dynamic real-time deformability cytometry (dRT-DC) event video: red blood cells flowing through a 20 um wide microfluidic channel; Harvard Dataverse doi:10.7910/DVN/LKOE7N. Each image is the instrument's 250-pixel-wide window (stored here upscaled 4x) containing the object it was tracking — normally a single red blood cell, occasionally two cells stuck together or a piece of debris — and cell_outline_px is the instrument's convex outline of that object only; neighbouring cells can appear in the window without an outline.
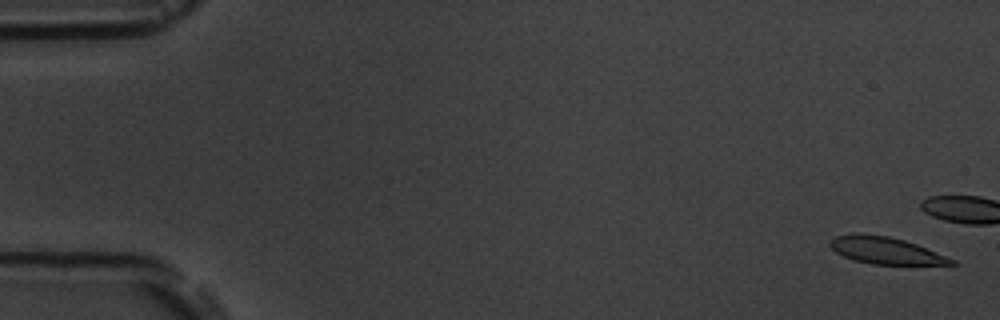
{"species": "common noctule bat (a hibernating species)", "species_latin": "Nyctalus noctula", "temperature_condition": "room temperature", "stored_images_in_passage": 7, "camera_frame_rate_fps": 3000, "um_per_image_px": 0.085, "animal": {"sex": "male", "body_mass_g": 19.5, "forearm_length_mm": 54.6}, "frame": {"image": 1, "passage_image": 1, "time_ms": 0.0, "image_size_px": [1000, 320], "cell_outline_px": [[956, 264], [872, 264], [856, 260], [844, 256], [836, 252], [828, 244], [836, 236], [852, 232], [860, 232], [888, 236], [904, 240], [916, 244], [956, 260]], "centroid_in_image_um": [75.24, 21.26], "position_along_channel_um": 9.8, "area_um2": 18.9}}